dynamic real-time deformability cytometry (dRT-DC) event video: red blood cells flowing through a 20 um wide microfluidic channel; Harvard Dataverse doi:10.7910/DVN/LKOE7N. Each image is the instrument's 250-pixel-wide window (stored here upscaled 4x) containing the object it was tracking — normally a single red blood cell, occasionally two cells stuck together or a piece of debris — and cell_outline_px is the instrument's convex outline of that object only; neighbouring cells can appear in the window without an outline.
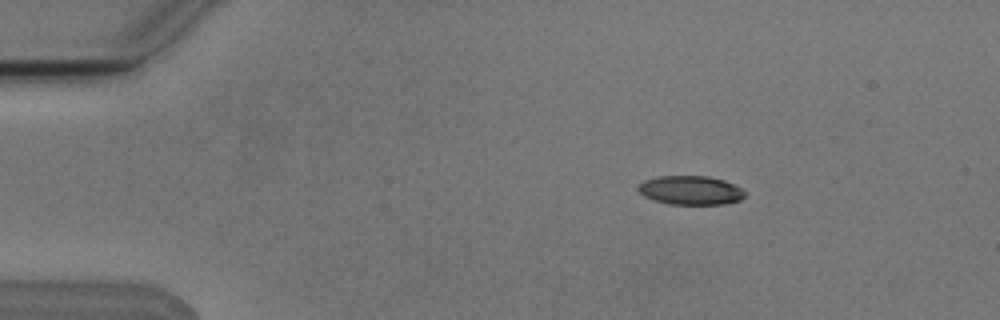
{"species": "Egyptian fruit bat (a non-hibernating species)", "species_latin": "Rousettus aegyptiacus", "temperature_condition": "cold", "stored_images_in_passage": 2, "camera_frame_rate_fps": 3000, "um_per_image_px": 0.085, "animal": {"sex": "male"}, "frame": {"image": 1, "passage_image": 1, "time_ms": 0.0, "image_size_px": [1000, 320], "cell_outline_px": [[744, 196], [740, 200], [724, 204], [672, 204], [656, 200], [644, 196], [636, 188], [644, 180], [656, 176], [708, 176], [724, 180], [740, 188], [744, 192]], "centroid_in_image_um": [58.68, 16.16], "position_along_channel_um": 26.3, "area_um2": 17.8}}